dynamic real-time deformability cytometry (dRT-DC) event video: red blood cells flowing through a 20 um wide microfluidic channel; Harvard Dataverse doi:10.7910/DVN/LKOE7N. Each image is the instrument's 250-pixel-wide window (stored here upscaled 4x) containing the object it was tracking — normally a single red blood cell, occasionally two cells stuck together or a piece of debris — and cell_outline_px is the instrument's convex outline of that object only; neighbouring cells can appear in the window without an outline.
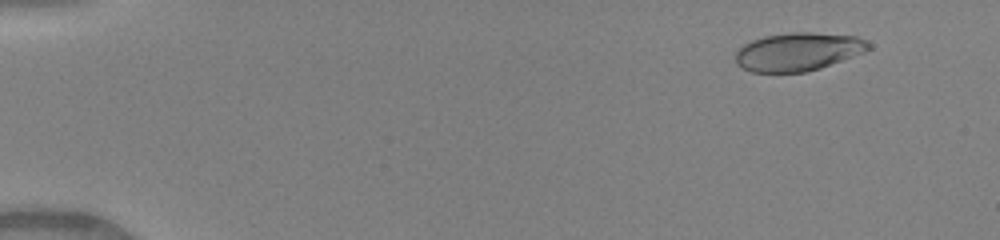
{"species": "human", "species_latin": "Homo sapiens", "temperature_condition": "warm", "stored_images_in_passage": 49, "camera_frame_rate_fps": 3000, "um_per_image_px": 0.085, "donor": {"sex": "female"}, "frame": {"image": 1, "passage_image": 5, "time_ms": 1.333, "image_size_px": [1000, 240], "cell_outline_px": [[872, 48], [864, 52], [820, 68], [804, 72], [752, 72], [736, 64], [736, 52], [744, 44], [752, 40], [764, 36], [792, 32], [812, 32], [856, 36], [872, 44]], "centroid_in_image_um": [67.85, 4.39], "position_along_channel_um": 17.2, "area_um2": 29.54}}
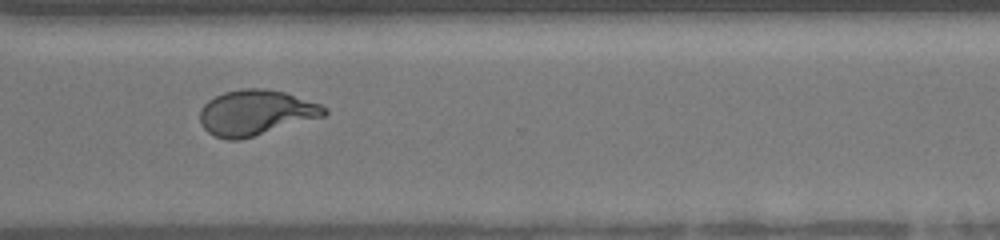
{"frame": {"image": 2, "passage_image": 38, "time_ms": 12.333, "image_size_px": [1000, 240], "cell_outline_px": [[328, 112], [324, 116], [240, 140], [228, 140], [216, 136], [208, 132], [200, 124], [200, 108], [208, 100], [224, 92], [244, 88], [264, 88], [284, 92], [320, 104], [328, 108]], "centroid_in_image_um": [21.73, 9.57], "position_along_channel_um": 348.9, "area_um2": 32.77}}
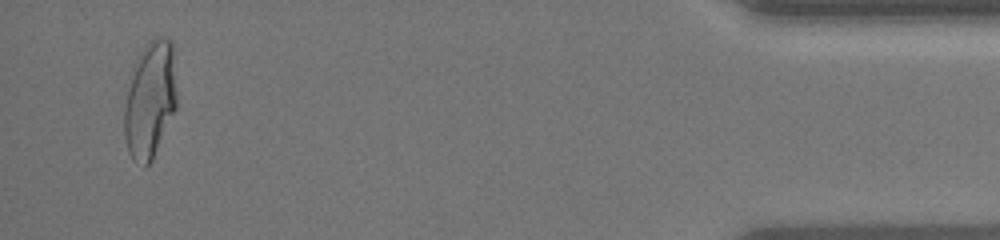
{"frame": {"image": 3, "passage_image": 48, "time_ms": 15.667, "image_size_px": [1000, 240], "cell_outline_px": [[176, 108], [152, 160], [144, 168], [128, 152], [124, 136], [124, 108], [136, 56], [152, 40], [172, 40], [176, 92]], "centroid_in_image_um": [12.75, 8.54], "position_along_channel_um": 422.5, "area_um2": 35.03}, "authors_computed_cell_mechanics": {"area_um2": 32.0212, "velocity_mm_per_s": 4.1719, "shape_relaxation_time_tau1_ms": 4.9289, "shape_relaxation_time_tau2_ms": null, "deformation_change_tau1": 0.235, "deformation_change_tau2": null}}